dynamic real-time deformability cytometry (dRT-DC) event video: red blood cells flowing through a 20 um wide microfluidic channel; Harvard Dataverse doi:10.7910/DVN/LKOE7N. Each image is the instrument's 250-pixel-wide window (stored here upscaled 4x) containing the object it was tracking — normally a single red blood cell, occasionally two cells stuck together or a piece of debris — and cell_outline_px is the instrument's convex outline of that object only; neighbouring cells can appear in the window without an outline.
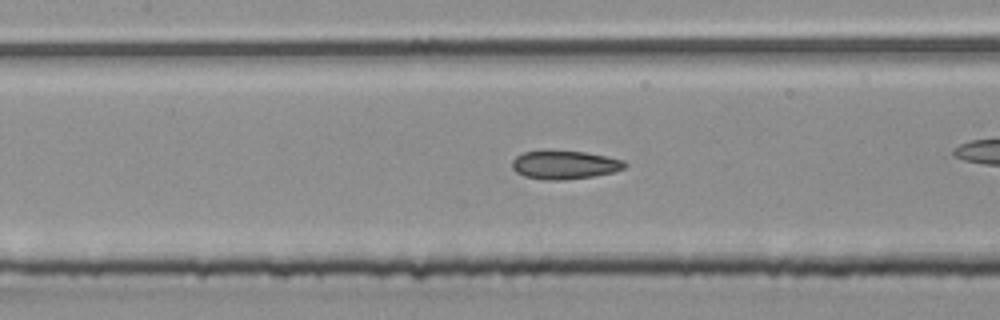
{"species": "common noctule bat (a hibernating species)", "species_latin": "Nyctalus noctula", "temperature_condition": "room temperature", "stored_images_in_passage": 30, "camera_frame_rate_fps": 3000, "um_per_image_px": 0.085, "animal": {"sex": "male", "body_mass_g": 20.4}, "frame": {"image": 1, "passage_image": 13, "time_ms": 4.0, "image_size_px": [1000, 320], "cell_outline_px": [[628, 164], [624, 168], [612, 172], [592, 176], [564, 180], [544, 180], [524, 176], [516, 172], [512, 168], [512, 160], [516, 156], [524, 152], [584, 152], [608, 156], [624, 160]], "centroid_in_image_um": [48.0, 14.03], "position_along_channel_um": 159.4, "area_um2": 18.38}}
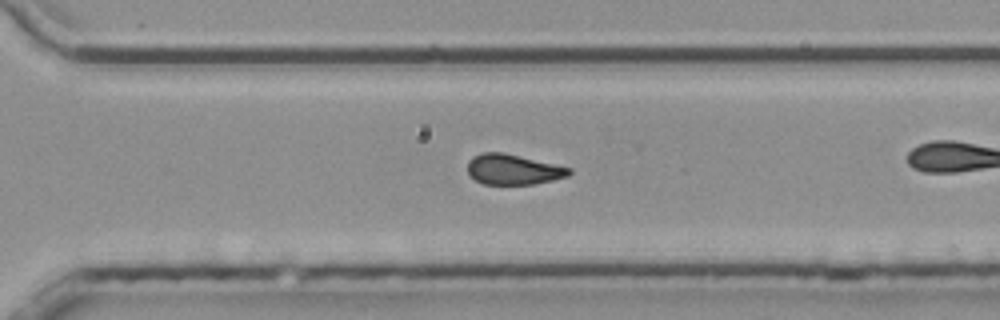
{"frame": {"image": 2, "passage_image": 26, "time_ms": 8.333, "image_size_px": [1000, 320], "cell_outline_px": [[572, 172], [568, 176], [552, 180], [532, 184], [484, 184], [476, 180], [468, 172], [468, 160], [472, 156], [484, 152], [504, 152], [572, 168]], "centroid_in_image_um": [43.62, 14.39], "position_along_channel_um": 327.0, "area_um2": 17.92}}